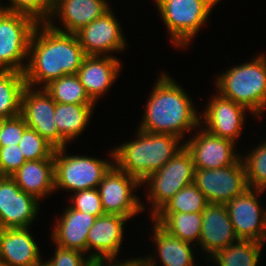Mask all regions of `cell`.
Returning <instances> with one entry per match:
<instances>
[{"mask_svg":"<svg viewBox=\"0 0 266 266\" xmlns=\"http://www.w3.org/2000/svg\"><path fill=\"white\" fill-rule=\"evenodd\" d=\"M194 184L209 204H226L249 188L241 158L219 169H195Z\"/></svg>","mask_w":266,"mask_h":266,"instance_id":"10","label":"cell"},{"mask_svg":"<svg viewBox=\"0 0 266 266\" xmlns=\"http://www.w3.org/2000/svg\"><path fill=\"white\" fill-rule=\"evenodd\" d=\"M202 215L199 244L207 256L211 257L218 250L239 241L225 204H208Z\"/></svg>","mask_w":266,"mask_h":266,"instance_id":"17","label":"cell"},{"mask_svg":"<svg viewBox=\"0 0 266 266\" xmlns=\"http://www.w3.org/2000/svg\"><path fill=\"white\" fill-rule=\"evenodd\" d=\"M18 145L26 161L54 159L56 148L31 128L24 131Z\"/></svg>","mask_w":266,"mask_h":266,"instance_id":"32","label":"cell"},{"mask_svg":"<svg viewBox=\"0 0 266 266\" xmlns=\"http://www.w3.org/2000/svg\"><path fill=\"white\" fill-rule=\"evenodd\" d=\"M95 104L56 103L54 120L58 129V148L81 135L91 118Z\"/></svg>","mask_w":266,"mask_h":266,"instance_id":"24","label":"cell"},{"mask_svg":"<svg viewBox=\"0 0 266 266\" xmlns=\"http://www.w3.org/2000/svg\"><path fill=\"white\" fill-rule=\"evenodd\" d=\"M65 148H57L54 152L55 190L63 188L76 192L98 188L105 174L114 165L113 160L66 155Z\"/></svg>","mask_w":266,"mask_h":266,"instance_id":"7","label":"cell"},{"mask_svg":"<svg viewBox=\"0 0 266 266\" xmlns=\"http://www.w3.org/2000/svg\"><path fill=\"white\" fill-rule=\"evenodd\" d=\"M27 128L26 121L21 115L3 119L0 146L18 145Z\"/></svg>","mask_w":266,"mask_h":266,"instance_id":"36","label":"cell"},{"mask_svg":"<svg viewBox=\"0 0 266 266\" xmlns=\"http://www.w3.org/2000/svg\"><path fill=\"white\" fill-rule=\"evenodd\" d=\"M162 229L170 235L180 238L195 246L199 244L202 229V212L196 213H156L151 217ZM194 244V245H193Z\"/></svg>","mask_w":266,"mask_h":266,"instance_id":"26","label":"cell"},{"mask_svg":"<svg viewBox=\"0 0 266 266\" xmlns=\"http://www.w3.org/2000/svg\"><path fill=\"white\" fill-rule=\"evenodd\" d=\"M194 176L193 158L185 146L161 169L146 175L140 185L148 181L147 199L152 203L151 216L153 217L182 188L194 183Z\"/></svg>","mask_w":266,"mask_h":266,"instance_id":"6","label":"cell"},{"mask_svg":"<svg viewBox=\"0 0 266 266\" xmlns=\"http://www.w3.org/2000/svg\"><path fill=\"white\" fill-rule=\"evenodd\" d=\"M215 82L220 95L260 117L266 106V57L263 54L219 74Z\"/></svg>","mask_w":266,"mask_h":266,"instance_id":"4","label":"cell"},{"mask_svg":"<svg viewBox=\"0 0 266 266\" xmlns=\"http://www.w3.org/2000/svg\"><path fill=\"white\" fill-rule=\"evenodd\" d=\"M26 86L23 72L0 70V118L20 115L22 94Z\"/></svg>","mask_w":266,"mask_h":266,"instance_id":"27","label":"cell"},{"mask_svg":"<svg viewBox=\"0 0 266 266\" xmlns=\"http://www.w3.org/2000/svg\"><path fill=\"white\" fill-rule=\"evenodd\" d=\"M116 261H115V260ZM117 262V263H114ZM109 262V263H107ZM114 264H113V263ZM143 265V259L138 257V258H132L129 260H125L124 262H118L116 257H95L91 258L90 261V266H142Z\"/></svg>","mask_w":266,"mask_h":266,"instance_id":"38","label":"cell"},{"mask_svg":"<svg viewBox=\"0 0 266 266\" xmlns=\"http://www.w3.org/2000/svg\"><path fill=\"white\" fill-rule=\"evenodd\" d=\"M137 131V139L116 147L110 154L120 170L141 181L161 169L185 144H180L182 139L171 134L150 133L139 128Z\"/></svg>","mask_w":266,"mask_h":266,"instance_id":"3","label":"cell"},{"mask_svg":"<svg viewBox=\"0 0 266 266\" xmlns=\"http://www.w3.org/2000/svg\"><path fill=\"white\" fill-rule=\"evenodd\" d=\"M10 5L2 6L0 9L19 13L34 19L38 24L47 23L53 12V0H8ZM2 6V7H1Z\"/></svg>","mask_w":266,"mask_h":266,"instance_id":"33","label":"cell"},{"mask_svg":"<svg viewBox=\"0 0 266 266\" xmlns=\"http://www.w3.org/2000/svg\"><path fill=\"white\" fill-rule=\"evenodd\" d=\"M148 257V258H147ZM143 259V265L142 266H157L156 265V257L153 258V256H146V258H142Z\"/></svg>","mask_w":266,"mask_h":266,"instance_id":"39","label":"cell"},{"mask_svg":"<svg viewBox=\"0 0 266 266\" xmlns=\"http://www.w3.org/2000/svg\"><path fill=\"white\" fill-rule=\"evenodd\" d=\"M37 25L29 16L0 9V70L25 72L24 59Z\"/></svg>","mask_w":266,"mask_h":266,"instance_id":"8","label":"cell"},{"mask_svg":"<svg viewBox=\"0 0 266 266\" xmlns=\"http://www.w3.org/2000/svg\"><path fill=\"white\" fill-rule=\"evenodd\" d=\"M2 125H3V118H0V134H1V131H2Z\"/></svg>","mask_w":266,"mask_h":266,"instance_id":"41","label":"cell"},{"mask_svg":"<svg viewBox=\"0 0 266 266\" xmlns=\"http://www.w3.org/2000/svg\"><path fill=\"white\" fill-rule=\"evenodd\" d=\"M35 266H50V265L48 264L47 261L46 262L41 261L40 263L36 264Z\"/></svg>","mask_w":266,"mask_h":266,"instance_id":"40","label":"cell"},{"mask_svg":"<svg viewBox=\"0 0 266 266\" xmlns=\"http://www.w3.org/2000/svg\"><path fill=\"white\" fill-rule=\"evenodd\" d=\"M56 103L94 104L77 74H68L51 81L44 87Z\"/></svg>","mask_w":266,"mask_h":266,"instance_id":"29","label":"cell"},{"mask_svg":"<svg viewBox=\"0 0 266 266\" xmlns=\"http://www.w3.org/2000/svg\"><path fill=\"white\" fill-rule=\"evenodd\" d=\"M56 102L44 88L26 86L21 100L20 115L28 128L35 130L56 149L58 148V129L54 120Z\"/></svg>","mask_w":266,"mask_h":266,"instance_id":"15","label":"cell"},{"mask_svg":"<svg viewBox=\"0 0 266 266\" xmlns=\"http://www.w3.org/2000/svg\"><path fill=\"white\" fill-rule=\"evenodd\" d=\"M262 192L264 190L249 187L225 204L239 240L265 243L266 209L263 210L258 201Z\"/></svg>","mask_w":266,"mask_h":266,"instance_id":"11","label":"cell"},{"mask_svg":"<svg viewBox=\"0 0 266 266\" xmlns=\"http://www.w3.org/2000/svg\"><path fill=\"white\" fill-rule=\"evenodd\" d=\"M25 162L19 145L0 146V176H11Z\"/></svg>","mask_w":266,"mask_h":266,"instance_id":"35","label":"cell"},{"mask_svg":"<svg viewBox=\"0 0 266 266\" xmlns=\"http://www.w3.org/2000/svg\"><path fill=\"white\" fill-rule=\"evenodd\" d=\"M208 204L205 195L192 183L177 192L157 213L203 212Z\"/></svg>","mask_w":266,"mask_h":266,"instance_id":"30","label":"cell"},{"mask_svg":"<svg viewBox=\"0 0 266 266\" xmlns=\"http://www.w3.org/2000/svg\"><path fill=\"white\" fill-rule=\"evenodd\" d=\"M28 229H0V266H35L42 261Z\"/></svg>","mask_w":266,"mask_h":266,"instance_id":"20","label":"cell"},{"mask_svg":"<svg viewBox=\"0 0 266 266\" xmlns=\"http://www.w3.org/2000/svg\"><path fill=\"white\" fill-rule=\"evenodd\" d=\"M261 242L239 240L218 250L210 258L217 266H256L262 251Z\"/></svg>","mask_w":266,"mask_h":266,"instance_id":"28","label":"cell"},{"mask_svg":"<svg viewBox=\"0 0 266 266\" xmlns=\"http://www.w3.org/2000/svg\"><path fill=\"white\" fill-rule=\"evenodd\" d=\"M112 11L109 9L75 33L86 56H112L109 52L125 49V36Z\"/></svg>","mask_w":266,"mask_h":266,"instance_id":"13","label":"cell"},{"mask_svg":"<svg viewBox=\"0 0 266 266\" xmlns=\"http://www.w3.org/2000/svg\"><path fill=\"white\" fill-rule=\"evenodd\" d=\"M38 201L11 176H0V229L29 228L39 212Z\"/></svg>","mask_w":266,"mask_h":266,"instance_id":"12","label":"cell"},{"mask_svg":"<svg viewBox=\"0 0 266 266\" xmlns=\"http://www.w3.org/2000/svg\"><path fill=\"white\" fill-rule=\"evenodd\" d=\"M248 155L242 158L245 166L246 179L250 188L266 189V142L253 148Z\"/></svg>","mask_w":266,"mask_h":266,"instance_id":"31","label":"cell"},{"mask_svg":"<svg viewBox=\"0 0 266 266\" xmlns=\"http://www.w3.org/2000/svg\"><path fill=\"white\" fill-rule=\"evenodd\" d=\"M121 61L115 56H86L77 72L81 84L90 99H97L107 93L121 71Z\"/></svg>","mask_w":266,"mask_h":266,"instance_id":"19","label":"cell"},{"mask_svg":"<svg viewBox=\"0 0 266 266\" xmlns=\"http://www.w3.org/2000/svg\"><path fill=\"white\" fill-rule=\"evenodd\" d=\"M196 134L184 143L191 153L195 169H219L231 166L242 158L236 153L233 141L211 134L204 128Z\"/></svg>","mask_w":266,"mask_h":266,"instance_id":"14","label":"cell"},{"mask_svg":"<svg viewBox=\"0 0 266 266\" xmlns=\"http://www.w3.org/2000/svg\"><path fill=\"white\" fill-rule=\"evenodd\" d=\"M159 15L167 26L173 45L187 47L205 24L213 7V0H155Z\"/></svg>","mask_w":266,"mask_h":266,"instance_id":"5","label":"cell"},{"mask_svg":"<svg viewBox=\"0 0 266 266\" xmlns=\"http://www.w3.org/2000/svg\"><path fill=\"white\" fill-rule=\"evenodd\" d=\"M11 177L22 191L40 201L55 191L54 159L26 161Z\"/></svg>","mask_w":266,"mask_h":266,"instance_id":"23","label":"cell"},{"mask_svg":"<svg viewBox=\"0 0 266 266\" xmlns=\"http://www.w3.org/2000/svg\"><path fill=\"white\" fill-rule=\"evenodd\" d=\"M73 195L71 197L73 209L96 217L105 215L97 188L76 191Z\"/></svg>","mask_w":266,"mask_h":266,"instance_id":"34","label":"cell"},{"mask_svg":"<svg viewBox=\"0 0 266 266\" xmlns=\"http://www.w3.org/2000/svg\"><path fill=\"white\" fill-rule=\"evenodd\" d=\"M109 9V3L106 0H53L51 19L57 15L64 29L57 27L56 24L53 25L55 22L51 19L47 23L58 31L76 33Z\"/></svg>","mask_w":266,"mask_h":266,"instance_id":"18","label":"cell"},{"mask_svg":"<svg viewBox=\"0 0 266 266\" xmlns=\"http://www.w3.org/2000/svg\"><path fill=\"white\" fill-rule=\"evenodd\" d=\"M55 256L47 260L50 266H90L91 258L78 250L61 247L56 244Z\"/></svg>","mask_w":266,"mask_h":266,"instance_id":"37","label":"cell"},{"mask_svg":"<svg viewBox=\"0 0 266 266\" xmlns=\"http://www.w3.org/2000/svg\"><path fill=\"white\" fill-rule=\"evenodd\" d=\"M152 238L158 257L164 266H194V251L191 244L174 237L154 221ZM196 266V265H195Z\"/></svg>","mask_w":266,"mask_h":266,"instance_id":"25","label":"cell"},{"mask_svg":"<svg viewBox=\"0 0 266 266\" xmlns=\"http://www.w3.org/2000/svg\"><path fill=\"white\" fill-rule=\"evenodd\" d=\"M139 186L140 181L136 177L114 164L97 188L105 214H117L130 219L144 211L145 207L140 199L133 194V190Z\"/></svg>","mask_w":266,"mask_h":266,"instance_id":"9","label":"cell"},{"mask_svg":"<svg viewBox=\"0 0 266 266\" xmlns=\"http://www.w3.org/2000/svg\"><path fill=\"white\" fill-rule=\"evenodd\" d=\"M85 57L75 33L61 32L48 23H39L30 40L24 72L26 85L33 87L40 83L44 88L64 75L77 74Z\"/></svg>","mask_w":266,"mask_h":266,"instance_id":"1","label":"cell"},{"mask_svg":"<svg viewBox=\"0 0 266 266\" xmlns=\"http://www.w3.org/2000/svg\"><path fill=\"white\" fill-rule=\"evenodd\" d=\"M128 218L117 214H105L97 217L88 231L87 253L89 257H117L123 241L124 225Z\"/></svg>","mask_w":266,"mask_h":266,"instance_id":"21","label":"cell"},{"mask_svg":"<svg viewBox=\"0 0 266 266\" xmlns=\"http://www.w3.org/2000/svg\"><path fill=\"white\" fill-rule=\"evenodd\" d=\"M166 73L157 79L147 101L139 129L150 133L171 134L180 139L187 131L201 127V117L191 98Z\"/></svg>","mask_w":266,"mask_h":266,"instance_id":"2","label":"cell"},{"mask_svg":"<svg viewBox=\"0 0 266 266\" xmlns=\"http://www.w3.org/2000/svg\"><path fill=\"white\" fill-rule=\"evenodd\" d=\"M52 230L53 242L61 247L87 253V236L96 216L67 207Z\"/></svg>","mask_w":266,"mask_h":266,"instance_id":"22","label":"cell"},{"mask_svg":"<svg viewBox=\"0 0 266 266\" xmlns=\"http://www.w3.org/2000/svg\"><path fill=\"white\" fill-rule=\"evenodd\" d=\"M210 100L202 113L201 124L204 121L205 130L236 143L235 141L241 135L242 125H244L246 118L245 110L248 109L223 97L219 93L215 96L213 95Z\"/></svg>","mask_w":266,"mask_h":266,"instance_id":"16","label":"cell"}]
</instances>
